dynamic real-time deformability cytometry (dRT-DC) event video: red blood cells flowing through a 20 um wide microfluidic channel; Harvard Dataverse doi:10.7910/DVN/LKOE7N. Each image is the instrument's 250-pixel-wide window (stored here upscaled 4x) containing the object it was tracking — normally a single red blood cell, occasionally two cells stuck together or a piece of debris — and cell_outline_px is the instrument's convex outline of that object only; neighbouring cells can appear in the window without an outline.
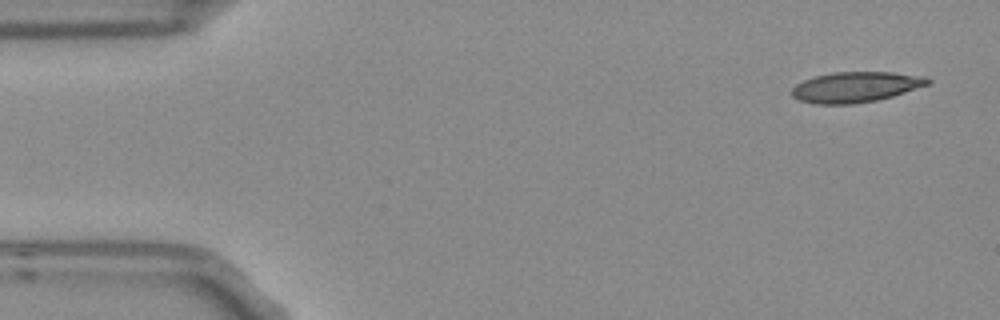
{"species": "Egyptian fruit bat (a non-hibernating species)", "species_latin": "Rousettus aegyptiacus", "temperature_condition": "room temperature", "stored_images_in_passage": 4, "camera_frame_rate_fps": 3000, "um_per_image_px": 0.085, "frame": {"image": 1, "passage_image": 1, "time_ms": 0.0, "image_size_px": [1000, 320], "cell_outline_px": [[932, 84], [892, 96], [876, 100], [852, 104], [816, 104], [800, 100], [792, 96], [792, 88], [796, 84], [804, 80], [816, 76], [832, 72], [892, 72], [928, 76], [932, 80]], "centroid_in_image_um": [72.8, 7.39], "position_along_channel_um": 12.2, "area_um2": 24.28}}
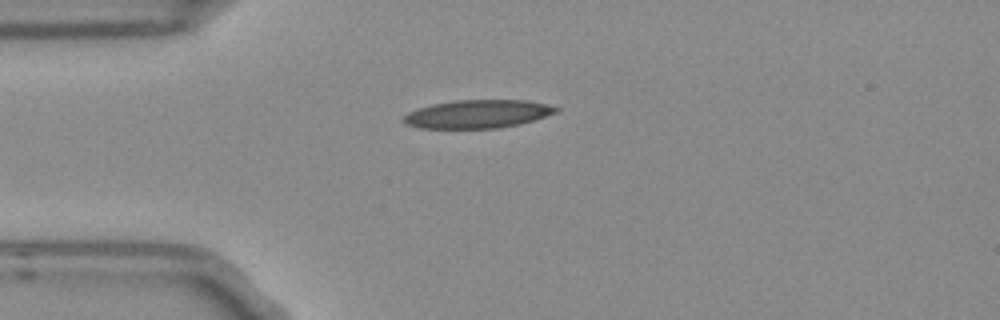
{"frame": {"image": 2, "passage_image": 4, "time_ms": 1.0, "image_size_px": [1000, 320], "cell_outline_px": [[560, 108], [556, 112], [520, 124], [496, 128], [420, 128], [408, 124], [400, 120], [408, 112], [416, 108], [432, 104], [452, 100], [528, 100], [548, 104]], "centroid_in_image_um": [40.57, 9.68], "position_along_channel_um": 44.4, "area_um2": 25.09}}